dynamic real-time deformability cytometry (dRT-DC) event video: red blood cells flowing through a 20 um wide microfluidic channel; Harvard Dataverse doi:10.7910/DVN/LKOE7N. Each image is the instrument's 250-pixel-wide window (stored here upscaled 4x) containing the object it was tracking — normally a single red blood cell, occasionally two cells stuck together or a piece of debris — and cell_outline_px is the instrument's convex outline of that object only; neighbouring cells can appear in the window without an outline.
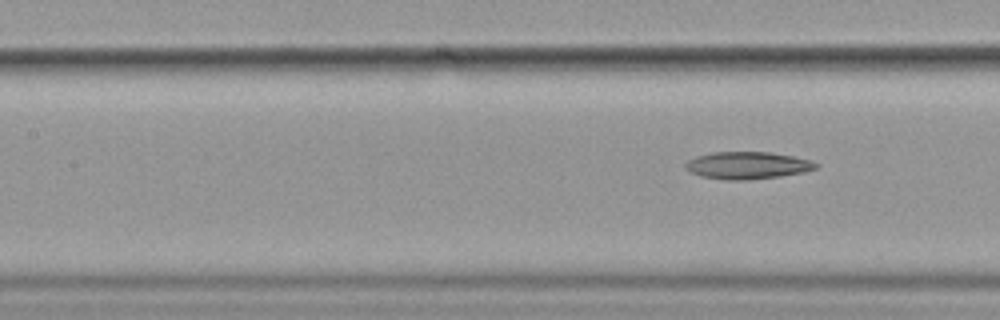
{"species": "common noctule bat (a hibernating species)", "species_latin": "Nyctalus noctula", "temperature_condition": "cold", "stored_images_in_passage": 8, "segment_of_instrument_passage": [2, 2], "camera_frame_rate_fps": 3000, "um_per_image_px": 0.085, "animal": {"sex": "female", "body_mass_g": 19.9}, "frame": {"image": 1, "passage_image": 8, "time_ms": 9.333, "image_size_px": [1000, 320], "cell_outline_px": [[820, 164], [816, 168], [804, 172], [780, 176], [744, 180], [732, 180], [700, 176], [684, 168], [684, 164], [688, 160], [696, 156], [712, 152], [768, 152], [792, 156], [812, 160]], "centroid_in_image_um": [63.53, 14.05], "position_along_channel_um": 143.9, "area_um2": 20.63}}